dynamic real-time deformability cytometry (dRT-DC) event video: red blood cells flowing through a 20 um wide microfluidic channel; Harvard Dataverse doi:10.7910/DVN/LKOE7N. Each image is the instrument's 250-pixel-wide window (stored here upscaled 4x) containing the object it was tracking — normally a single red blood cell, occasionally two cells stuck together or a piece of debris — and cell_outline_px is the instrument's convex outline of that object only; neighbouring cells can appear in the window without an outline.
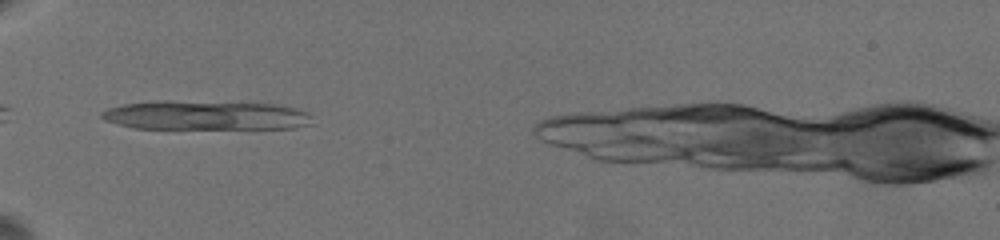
{"species": "common noctule bat (a hibernating species)", "species_latin": "Nyctalus noctula", "temperature_condition": "warm", "stored_images_in_passage": 25, "segment_of_instrument_passage": [1, 2], "camera_frame_rate_fps": 3000, "um_per_image_px": 0.085, "animal": {"sex": "female", "body_mass_g": 19.5, "forearm_length_mm": 54.1}, "frame": {"image": 1, "passage_image": 1, "time_ms": 0.0, "image_size_px": [1000, 240], "cell_outline_px": [[312, 124], [292, 128], [136, 128], [104, 120], [100, 116], [100, 112], [108, 108], [124, 104], [160, 100], [168, 100], [276, 104], [308, 112], [312, 116]], "centroid_in_image_um": [17.47, 9.79], "position_along_channel_um": 67.5, "area_um2": 35.78}}